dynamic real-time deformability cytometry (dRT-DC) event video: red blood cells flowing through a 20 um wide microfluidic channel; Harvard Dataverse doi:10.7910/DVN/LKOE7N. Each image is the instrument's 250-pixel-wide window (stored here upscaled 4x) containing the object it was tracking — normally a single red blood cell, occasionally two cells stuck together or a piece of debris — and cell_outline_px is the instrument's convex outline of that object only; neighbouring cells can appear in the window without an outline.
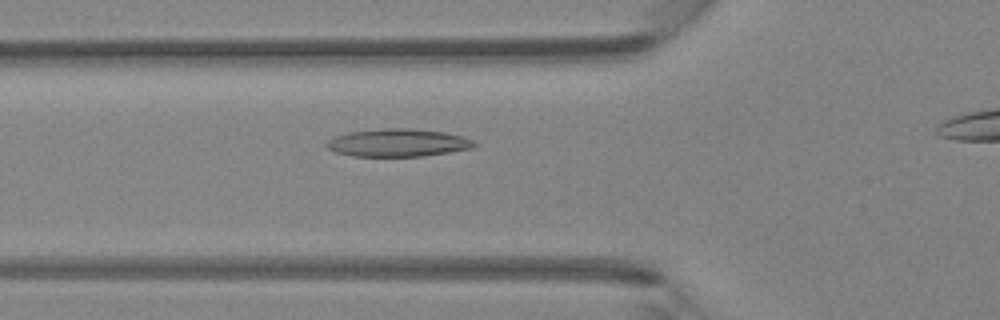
{"species": "Egyptian fruit bat (a non-hibernating species)", "species_latin": "Rousettus aegyptiacus", "temperature_condition": "room temperature", "stored_images_in_passage": 30, "camera_frame_rate_fps": 3000, "um_per_image_px": 0.085, "animal": {"sex": "female"}, "frame": {"image": 1, "passage_image": 6, "time_ms": 1.667, "image_size_px": [1000, 320], "cell_outline_px": [[476, 144], [472, 148], [424, 156], [352, 156], [336, 152], [328, 148], [324, 144], [328, 140], [336, 136], [348, 132], [380, 128], [408, 128], [444, 132], [460, 136], [472, 140]], "centroid_in_image_um": [33.78, 12.13], "position_along_channel_um": 92.0, "area_um2": 23.76}}
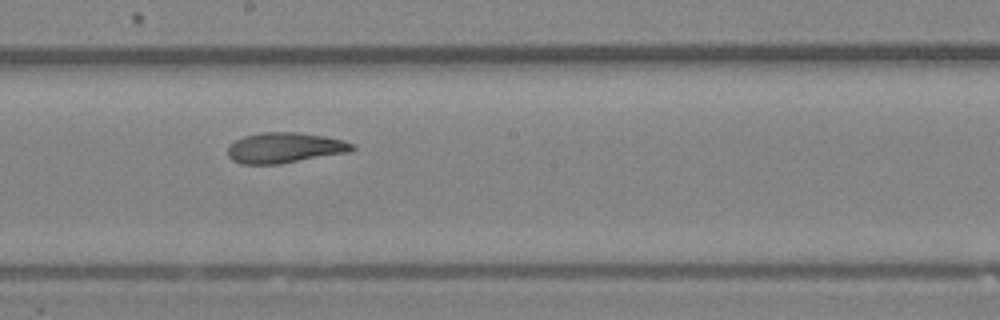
{"frame": {"image": 2, "passage_image": 15, "time_ms": 4.667, "image_size_px": [1000, 320], "cell_outline_px": [[356, 148], [352, 152], [280, 164], [240, 164], [232, 160], [228, 156], [228, 148], [236, 140], [244, 136], [260, 132], [296, 132], [324, 136], [344, 140], [352, 144]], "centroid_in_image_um": [24.23, 12.57], "position_along_channel_um": 224.0, "area_um2": 22.25}}
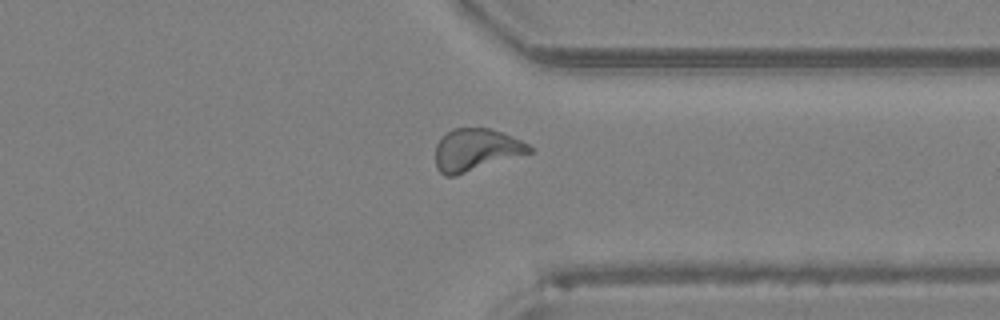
{"frame": {"image": 3, "passage_image": 25, "time_ms": 8.0, "image_size_px": [1000, 320], "cell_outline_px": [[532, 152], [456, 176], [444, 176], [436, 168], [436, 144], [452, 128], [488, 128], [504, 132], [528, 144], [532, 148]], "centroid_in_image_um": [40.45, 12.74], "position_along_channel_um": 370.9, "area_um2": 23.06}}